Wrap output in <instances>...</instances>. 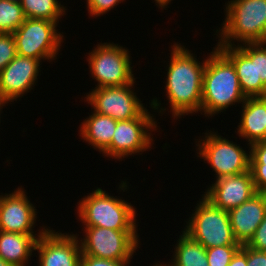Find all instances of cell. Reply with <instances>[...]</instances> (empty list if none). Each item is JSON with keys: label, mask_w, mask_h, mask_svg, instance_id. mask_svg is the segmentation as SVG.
<instances>
[{"label": "cell", "mask_w": 266, "mask_h": 266, "mask_svg": "<svg viewBox=\"0 0 266 266\" xmlns=\"http://www.w3.org/2000/svg\"><path fill=\"white\" fill-rule=\"evenodd\" d=\"M117 120L96 112L89 114L80 124L79 136L94 149L102 153L110 144L116 129Z\"/></svg>", "instance_id": "cell-20"}, {"label": "cell", "mask_w": 266, "mask_h": 266, "mask_svg": "<svg viewBox=\"0 0 266 266\" xmlns=\"http://www.w3.org/2000/svg\"><path fill=\"white\" fill-rule=\"evenodd\" d=\"M135 82L124 86L94 88L86 93L84 101L92 106L94 112L110 116L114 120L135 119L146 110L134 92Z\"/></svg>", "instance_id": "cell-11"}, {"label": "cell", "mask_w": 266, "mask_h": 266, "mask_svg": "<svg viewBox=\"0 0 266 266\" xmlns=\"http://www.w3.org/2000/svg\"><path fill=\"white\" fill-rule=\"evenodd\" d=\"M17 56L13 34L0 33V72Z\"/></svg>", "instance_id": "cell-25"}, {"label": "cell", "mask_w": 266, "mask_h": 266, "mask_svg": "<svg viewBox=\"0 0 266 266\" xmlns=\"http://www.w3.org/2000/svg\"><path fill=\"white\" fill-rule=\"evenodd\" d=\"M77 234L62 233L50 227L37 239L38 266H80L82 255Z\"/></svg>", "instance_id": "cell-12"}, {"label": "cell", "mask_w": 266, "mask_h": 266, "mask_svg": "<svg viewBox=\"0 0 266 266\" xmlns=\"http://www.w3.org/2000/svg\"><path fill=\"white\" fill-rule=\"evenodd\" d=\"M216 47L233 63L244 95L266 97V86L262 81H257L256 43Z\"/></svg>", "instance_id": "cell-15"}, {"label": "cell", "mask_w": 266, "mask_h": 266, "mask_svg": "<svg viewBox=\"0 0 266 266\" xmlns=\"http://www.w3.org/2000/svg\"><path fill=\"white\" fill-rule=\"evenodd\" d=\"M172 0H154L155 4L161 9L167 8L168 3L170 4Z\"/></svg>", "instance_id": "cell-34"}, {"label": "cell", "mask_w": 266, "mask_h": 266, "mask_svg": "<svg viewBox=\"0 0 266 266\" xmlns=\"http://www.w3.org/2000/svg\"><path fill=\"white\" fill-rule=\"evenodd\" d=\"M7 103H9V101L0 96V115H1V112H2L1 110L3 109L4 106H6ZM0 118H1V116H0Z\"/></svg>", "instance_id": "cell-35"}, {"label": "cell", "mask_w": 266, "mask_h": 266, "mask_svg": "<svg viewBox=\"0 0 266 266\" xmlns=\"http://www.w3.org/2000/svg\"><path fill=\"white\" fill-rule=\"evenodd\" d=\"M129 50L113 42L99 43L88 53L90 74L95 88L124 86L136 81Z\"/></svg>", "instance_id": "cell-6"}, {"label": "cell", "mask_w": 266, "mask_h": 266, "mask_svg": "<svg viewBox=\"0 0 266 266\" xmlns=\"http://www.w3.org/2000/svg\"><path fill=\"white\" fill-rule=\"evenodd\" d=\"M207 132L204 133V138L202 136L200 141H195L196 153L211 166L216 179L250 171V147L249 151L244 150L239 144L224 138L218 132Z\"/></svg>", "instance_id": "cell-7"}, {"label": "cell", "mask_w": 266, "mask_h": 266, "mask_svg": "<svg viewBox=\"0 0 266 266\" xmlns=\"http://www.w3.org/2000/svg\"><path fill=\"white\" fill-rule=\"evenodd\" d=\"M0 266H13L12 264L4 261L1 257H0Z\"/></svg>", "instance_id": "cell-36"}, {"label": "cell", "mask_w": 266, "mask_h": 266, "mask_svg": "<svg viewBox=\"0 0 266 266\" xmlns=\"http://www.w3.org/2000/svg\"><path fill=\"white\" fill-rule=\"evenodd\" d=\"M48 229L45 225L38 234H20L0 230V257L13 266H26L35 250L37 239Z\"/></svg>", "instance_id": "cell-19"}, {"label": "cell", "mask_w": 266, "mask_h": 266, "mask_svg": "<svg viewBox=\"0 0 266 266\" xmlns=\"http://www.w3.org/2000/svg\"><path fill=\"white\" fill-rule=\"evenodd\" d=\"M246 98L233 63L216 46L213 47L206 57L200 113L209 118L236 103L243 104Z\"/></svg>", "instance_id": "cell-2"}, {"label": "cell", "mask_w": 266, "mask_h": 266, "mask_svg": "<svg viewBox=\"0 0 266 266\" xmlns=\"http://www.w3.org/2000/svg\"><path fill=\"white\" fill-rule=\"evenodd\" d=\"M159 263H154V265H152V266H163L161 263H160V261H158Z\"/></svg>", "instance_id": "cell-37"}, {"label": "cell", "mask_w": 266, "mask_h": 266, "mask_svg": "<svg viewBox=\"0 0 266 266\" xmlns=\"http://www.w3.org/2000/svg\"><path fill=\"white\" fill-rule=\"evenodd\" d=\"M9 1L16 2V3H21L22 0H9Z\"/></svg>", "instance_id": "cell-38"}, {"label": "cell", "mask_w": 266, "mask_h": 266, "mask_svg": "<svg viewBox=\"0 0 266 266\" xmlns=\"http://www.w3.org/2000/svg\"><path fill=\"white\" fill-rule=\"evenodd\" d=\"M246 245L252 249L266 251V216Z\"/></svg>", "instance_id": "cell-30"}, {"label": "cell", "mask_w": 266, "mask_h": 266, "mask_svg": "<svg viewBox=\"0 0 266 266\" xmlns=\"http://www.w3.org/2000/svg\"><path fill=\"white\" fill-rule=\"evenodd\" d=\"M88 13L91 17L107 14L112 8H116L124 0H86Z\"/></svg>", "instance_id": "cell-26"}, {"label": "cell", "mask_w": 266, "mask_h": 266, "mask_svg": "<svg viewBox=\"0 0 266 266\" xmlns=\"http://www.w3.org/2000/svg\"><path fill=\"white\" fill-rule=\"evenodd\" d=\"M83 229V238L79 240L82 255L117 261L131 260L140 248L137 230H113L98 226Z\"/></svg>", "instance_id": "cell-8"}, {"label": "cell", "mask_w": 266, "mask_h": 266, "mask_svg": "<svg viewBox=\"0 0 266 266\" xmlns=\"http://www.w3.org/2000/svg\"><path fill=\"white\" fill-rule=\"evenodd\" d=\"M164 86L174 120L201 111L203 73L206 59L197 60L188 48L176 42L171 46ZM188 49V50H187ZM199 61V62H198Z\"/></svg>", "instance_id": "cell-1"}, {"label": "cell", "mask_w": 266, "mask_h": 266, "mask_svg": "<svg viewBox=\"0 0 266 266\" xmlns=\"http://www.w3.org/2000/svg\"><path fill=\"white\" fill-rule=\"evenodd\" d=\"M250 164L266 165V141H259L250 145Z\"/></svg>", "instance_id": "cell-32"}, {"label": "cell", "mask_w": 266, "mask_h": 266, "mask_svg": "<svg viewBox=\"0 0 266 266\" xmlns=\"http://www.w3.org/2000/svg\"><path fill=\"white\" fill-rule=\"evenodd\" d=\"M132 260H109L95 258L89 255H81L80 266H129Z\"/></svg>", "instance_id": "cell-28"}, {"label": "cell", "mask_w": 266, "mask_h": 266, "mask_svg": "<svg viewBox=\"0 0 266 266\" xmlns=\"http://www.w3.org/2000/svg\"><path fill=\"white\" fill-rule=\"evenodd\" d=\"M228 266H247V255L239 249Z\"/></svg>", "instance_id": "cell-33"}, {"label": "cell", "mask_w": 266, "mask_h": 266, "mask_svg": "<svg viewBox=\"0 0 266 266\" xmlns=\"http://www.w3.org/2000/svg\"><path fill=\"white\" fill-rule=\"evenodd\" d=\"M14 192L0 195V230L20 234H34L37 209L30 202L22 186ZM3 194V195H2Z\"/></svg>", "instance_id": "cell-13"}, {"label": "cell", "mask_w": 266, "mask_h": 266, "mask_svg": "<svg viewBox=\"0 0 266 266\" xmlns=\"http://www.w3.org/2000/svg\"><path fill=\"white\" fill-rule=\"evenodd\" d=\"M21 7L26 18L50 20L59 23L66 15V6L58 0H22Z\"/></svg>", "instance_id": "cell-22"}, {"label": "cell", "mask_w": 266, "mask_h": 266, "mask_svg": "<svg viewBox=\"0 0 266 266\" xmlns=\"http://www.w3.org/2000/svg\"><path fill=\"white\" fill-rule=\"evenodd\" d=\"M25 19L21 3L0 0V33L13 34Z\"/></svg>", "instance_id": "cell-23"}, {"label": "cell", "mask_w": 266, "mask_h": 266, "mask_svg": "<svg viewBox=\"0 0 266 266\" xmlns=\"http://www.w3.org/2000/svg\"><path fill=\"white\" fill-rule=\"evenodd\" d=\"M155 120L146 109L135 119L117 121L111 144L102 152L103 156L122 161L130 155L148 151L154 145L151 131L158 129Z\"/></svg>", "instance_id": "cell-10"}, {"label": "cell", "mask_w": 266, "mask_h": 266, "mask_svg": "<svg viewBox=\"0 0 266 266\" xmlns=\"http://www.w3.org/2000/svg\"><path fill=\"white\" fill-rule=\"evenodd\" d=\"M257 193L251 171L215 180L204 196L217 208L229 211Z\"/></svg>", "instance_id": "cell-16"}, {"label": "cell", "mask_w": 266, "mask_h": 266, "mask_svg": "<svg viewBox=\"0 0 266 266\" xmlns=\"http://www.w3.org/2000/svg\"><path fill=\"white\" fill-rule=\"evenodd\" d=\"M57 26L58 23L50 20L26 18L13 33L17 55L40 61L55 60L64 42Z\"/></svg>", "instance_id": "cell-9"}, {"label": "cell", "mask_w": 266, "mask_h": 266, "mask_svg": "<svg viewBox=\"0 0 266 266\" xmlns=\"http://www.w3.org/2000/svg\"><path fill=\"white\" fill-rule=\"evenodd\" d=\"M106 192L99 187L77 203V216L83 227L137 230L135 206Z\"/></svg>", "instance_id": "cell-4"}, {"label": "cell", "mask_w": 266, "mask_h": 266, "mask_svg": "<svg viewBox=\"0 0 266 266\" xmlns=\"http://www.w3.org/2000/svg\"><path fill=\"white\" fill-rule=\"evenodd\" d=\"M241 245L216 246L206 249L208 266H228Z\"/></svg>", "instance_id": "cell-24"}, {"label": "cell", "mask_w": 266, "mask_h": 266, "mask_svg": "<svg viewBox=\"0 0 266 266\" xmlns=\"http://www.w3.org/2000/svg\"><path fill=\"white\" fill-rule=\"evenodd\" d=\"M257 81L266 86V42H256Z\"/></svg>", "instance_id": "cell-27"}, {"label": "cell", "mask_w": 266, "mask_h": 266, "mask_svg": "<svg viewBox=\"0 0 266 266\" xmlns=\"http://www.w3.org/2000/svg\"><path fill=\"white\" fill-rule=\"evenodd\" d=\"M224 6L225 20L214 34L217 45L266 42V0H230Z\"/></svg>", "instance_id": "cell-3"}, {"label": "cell", "mask_w": 266, "mask_h": 266, "mask_svg": "<svg viewBox=\"0 0 266 266\" xmlns=\"http://www.w3.org/2000/svg\"><path fill=\"white\" fill-rule=\"evenodd\" d=\"M228 215L235 239L241 245L247 244L266 216V193L257 192L240 206L230 209Z\"/></svg>", "instance_id": "cell-17"}, {"label": "cell", "mask_w": 266, "mask_h": 266, "mask_svg": "<svg viewBox=\"0 0 266 266\" xmlns=\"http://www.w3.org/2000/svg\"><path fill=\"white\" fill-rule=\"evenodd\" d=\"M172 261L163 266H208L206 249L182 231L175 244Z\"/></svg>", "instance_id": "cell-21"}, {"label": "cell", "mask_w": 266, "mask_h": 266, "mask_svg": "<svg viewBox=\"0 0 266 266\" xmlns=\"http://www.w3.org/2000/svg\"><path fill=\"white\" fill-rule=\"evenodd\" d=\"M201 196L202 199L197 202L183 231L201 243L205 249L216 246L241 245L233 234L228 211L217 208L204 195Z\"/></svg>", "instance_id": "cell-5"}, {"label": "cell", "mask_w": 266, "mask_h": 266, "mask_svg": "<svg viewBox=\"0 0 266 266\" xmlns=\"http://www.w3.org/2000/svg\"><path fill=\"white\" fill-rule=\"evenodd\" d=\"M250 171L256 191L260 193H266V165L250 164Z\"/></svg>", "instance_id": "cell-29"}, {"label": "cell", "mask_w": 266, "mask_h": 266, "mask_svg": "<svg viewBox=\"0 0 266 266\" xmlns=\"http://www.w3.org/2000/svg\"><path fill=\"white\" fill-rule=\"evenodd\" d=\"M240 249L247 255V266H266V251L252 249L246 244Z\"/></svg>", "instance_id": "cell-31"}, {"label": "cell", "mask_w": 266, "mask_h": 266, "mask_svg": "<svg viewBox=\"0 0 266 266\" xmlns=\"http://www.w3.org/2000/svg\"><path fill=\"white\" fill-rule=\"evenodd\" d=\"M241 107V120L236 132L238 136L249 142L248 147L265 141L266 97H247Z\"/></svg>", "instance_id": "cell-18"}, {"label": "cell", "mask_w": 266, "mask_h": 266, "mask_svg": "<svg viewBox=\"0 0 266 266\" xmlns=\"http://www.w3.org/2000/svg\"><path fill=\"white\" fill-rule=\"evenodd\" d=\"M42 61L17 55L0 72V96L9 102L21 99L36 85Z\"/></svg>", "instance_id": "cell-14"}]
</instances>
